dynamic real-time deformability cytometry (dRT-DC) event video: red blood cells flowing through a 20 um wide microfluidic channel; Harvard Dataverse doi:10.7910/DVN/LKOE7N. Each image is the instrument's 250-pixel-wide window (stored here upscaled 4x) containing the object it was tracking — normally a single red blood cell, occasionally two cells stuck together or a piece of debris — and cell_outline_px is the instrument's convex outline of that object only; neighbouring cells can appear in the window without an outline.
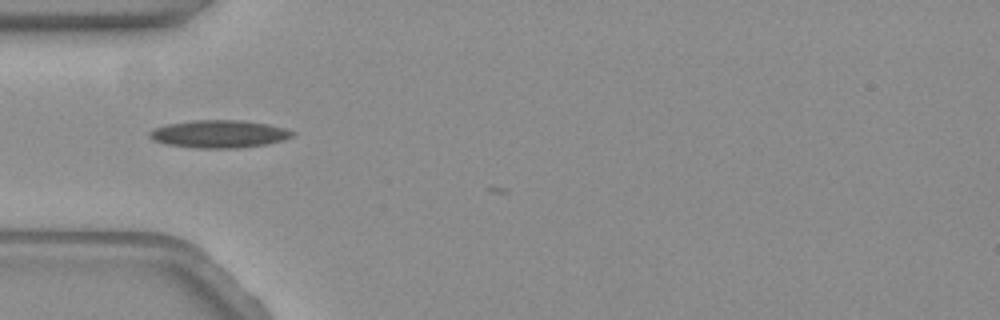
{"species": "common noctule bat (a hibernating species)", "species_latin": "Nyctalus noctula", "temperature_condition": "warm", "stored_images_in_passage": 5, "camera_frame_rate_fps": 3000, "um_per_image_px": 0.085, "animal": {"sex": "female", "body_mass_g": 19.3, "forearm_length_mm": 54.1}, "frame": {"image": 1, "passage_image": 2, "time_ms": 0.333, "image_size_px": [1000, 320], "cell_outline_px": [[296, 132], [292, 136], [280, 140], [264, 144], [240, 148], [196, 148], [164, 144], [152, 140], [148, 136], [148, 132], [152, 128], [168, 124], [192, 120], [240, 120], [268, 124], [284, 128]], "centroid_in_image_um": [18.55, 11.38], "position_along_channel_um": 66.5, "area_um2": 23.06}}